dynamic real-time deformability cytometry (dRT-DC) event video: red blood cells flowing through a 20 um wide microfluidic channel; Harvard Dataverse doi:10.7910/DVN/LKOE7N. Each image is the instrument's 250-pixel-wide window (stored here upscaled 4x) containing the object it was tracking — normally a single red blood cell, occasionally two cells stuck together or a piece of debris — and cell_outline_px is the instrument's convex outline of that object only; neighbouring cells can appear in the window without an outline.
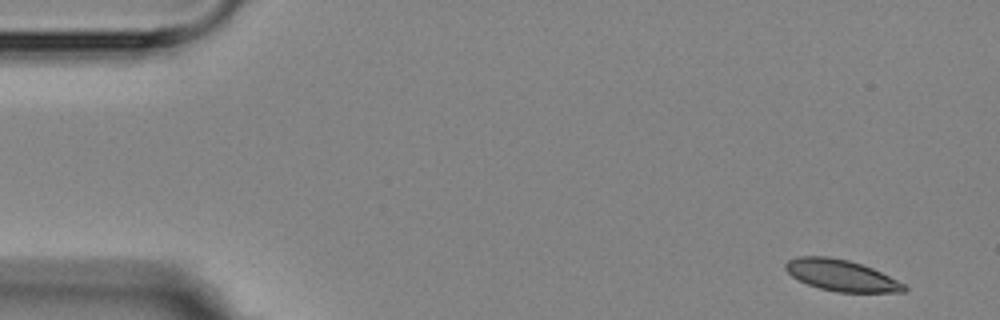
{"species": "Egyptian fruit bat (a non-hibernating species)", "species_latin": "Rousettus aegyptiacus", "temperature_condition": "room temperature", "stored_images_in_passage": 4, "camera_frame_rate_fps": 3000, "um_per_image_px": 0.085, "animal": {"sex": "female"}, "frame": {"image": 1, "passage_image": 1, "time_ms": 0.0, "image_size_px": [1000, 320], "cell_outline_px": [[908, 288], [904, 292], [836, 292], [820, 288], [808, 284], [792, 276], [784, 268], [784, 264], [788, 260], [796, 256], [828, 256], [848, 260], [872, 268], [904, 284]], "centroid_in_image_um": [71.48, 23.4], "position_along_channel_um": 13.5, "area_um2": 21.44}}
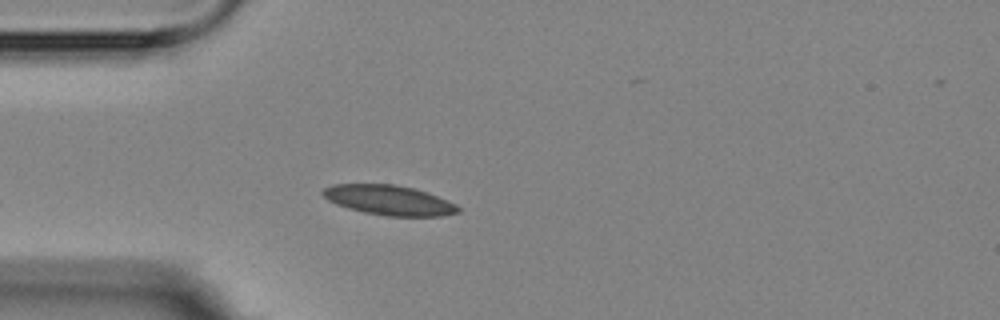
{"frame": {"image": 2, "passage_image": 4, "time_ms": 4.0, "image_size_px": [1000, 320], "cell_outline_px": [[460, 212], [444, 216], [388, 216], [364, 212], [348, 208], [336, 204], [328, 200], [320, 192], [324, 188], [332, 184], [396, 184], [416, 188], [428, 192], [456, 204], [460, 208]], "centroid_in_image_um": [33.08, 17.0], "position_along_channel_um": 51.9, "area_um2": 23.7}}